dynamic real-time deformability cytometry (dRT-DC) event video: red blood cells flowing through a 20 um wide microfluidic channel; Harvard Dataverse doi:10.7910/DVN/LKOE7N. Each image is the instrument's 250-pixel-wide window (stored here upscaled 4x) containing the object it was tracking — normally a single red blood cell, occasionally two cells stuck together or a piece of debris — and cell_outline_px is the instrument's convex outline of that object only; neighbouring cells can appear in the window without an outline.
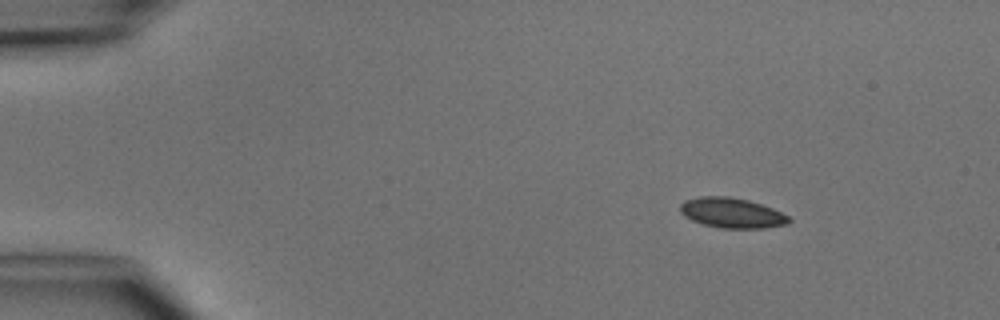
{"species": "common noctule bat (a hibernating species)", "species_latin": "Nyctalus noctula", "temperature_condition": "cold", "stored_images_in_passage": 3, "camera_frame_rate_fps": 3000, "um_per_image_px": 0.085, "animal": {"sex": "male", "body_mass_g": 15.6}, "frame": {"image": 1, "passage_image": 1, "time_ms": 0.0, "image_size_px": [1000, 320], "cell_outline_px": [[792, 220], [788, 224], [764, 228], [720, 228], [704, 224], [692, 220], [684, 216], [680, 212], [680, 204], [684, 200], [700, 196], [728, 196], [748, 200], [772, 208], [788, 216]], "centroid_in_image_um": [62.19, 18.09], "position_along_channel_um": 22.8, "area_um2": 19.07}}